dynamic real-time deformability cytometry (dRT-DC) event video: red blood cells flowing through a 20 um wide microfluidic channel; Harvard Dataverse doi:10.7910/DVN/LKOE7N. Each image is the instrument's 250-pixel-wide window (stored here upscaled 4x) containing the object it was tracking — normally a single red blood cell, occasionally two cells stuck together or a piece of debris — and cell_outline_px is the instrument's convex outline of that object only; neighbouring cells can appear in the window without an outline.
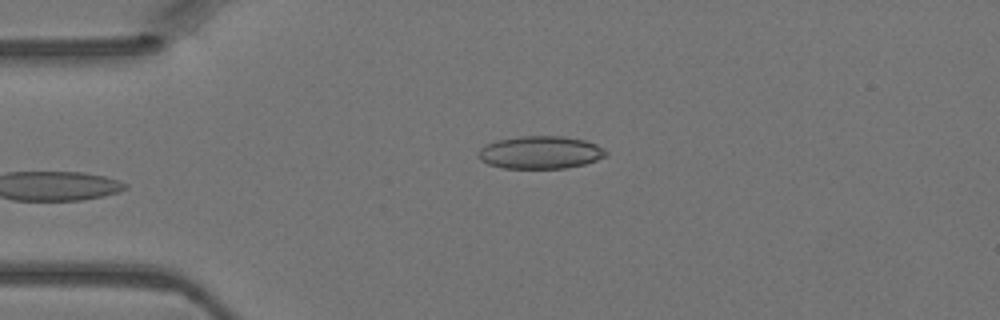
{"species": "Egyptian fruit bat (a non-hibernating species)", "species_latin": "Rousettus aegyptiacus", "temperature_condition": "warm", "stored_images_in_passage": 3, "camera_frame_rate_fps": 3000, "um_per_image_px": 0.085, "animal": {"sex": "female"}, "frame": {"image": 1, "passage_image": 3, "time_ms": 0.667, "image_size_px": [1000, 320], "cell_outline_px": [[608, 156], [584, 164], [564, 168], [504, 168], [488, 164], [480, 160], [476, 156], [480, 148], [496, 140], [520, 136], [560, 136], [584, 140], [596, 144], [604, 148], [608, 152]], "centroid_in_image_um": [45.93, 12.95], "position_along_channel_um": 39.1, "area_um2": 24.39}}